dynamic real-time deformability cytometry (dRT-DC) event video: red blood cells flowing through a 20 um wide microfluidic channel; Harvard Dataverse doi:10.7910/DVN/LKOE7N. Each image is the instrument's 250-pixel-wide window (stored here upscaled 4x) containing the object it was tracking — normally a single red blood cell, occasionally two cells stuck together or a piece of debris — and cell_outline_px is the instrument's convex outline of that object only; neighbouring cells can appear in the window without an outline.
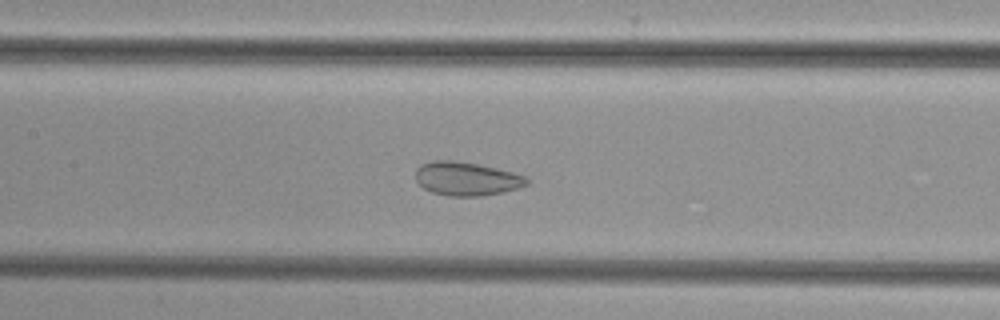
{"species": "common noctule bat (a hibernating species)", "species_latin": "Nyctalus noctula", "temperature_condition": "cold", "stored_images_in_passage": 35, "camera_frame_rate_fps": 3000, "um_per_image_px": 0.085, "animal": {"sex": "female", "body_mass_g": 29.2, "forearm_length_mm": 56.3}, "frame": {"image": 1, "passage_image": 21, "time_ms": 6.667, "image_size_px": [1000, 320], "cell_outline_px": [[528, 184], [504, 192], [480, 196], [448, 196], [432, 192], [424, 188], [416, 180], [416, 168], [420, 164], [432, 160], [452, 160], [476, 164], [496, 168], [528, 176]], "centroid_in_image_um": [39.64, 15.19], "position_along_channel_um": 167.8, "area_um2": 21.79}}
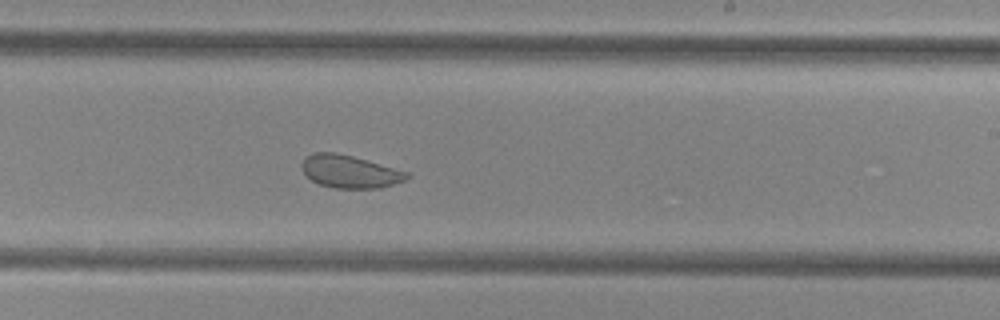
{"frame": {"image": 2, "passage_image": 28, "time_ms": 9.0, "image_size_px": [1000, 320], "cell_outline_px": [[412, 176], [404, 180], [380, 188], [332, 188], [320, 184], [312, 180], [304, 172], [300, 164], [304, 156], [312, 152], [336, 152], [352, 156], [408, 172]], "centroid_in_image_um": [29.69, 14.57], "position_along_channel_um": 259.3, "area_um2": 20.0}}
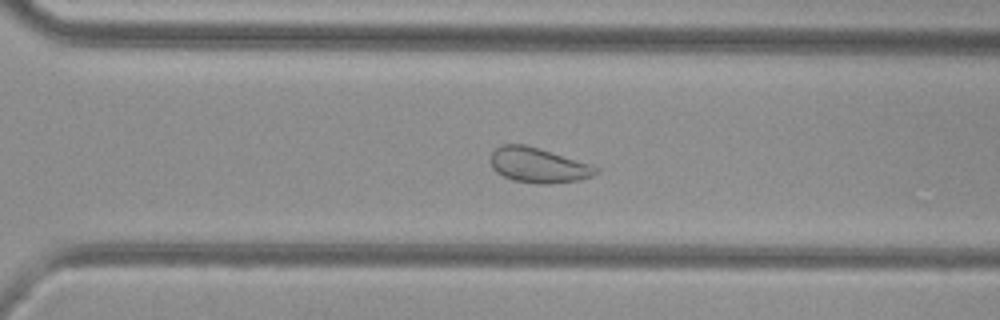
{"frame": {"image": 3, "passage_image": 33, "time_ms": 10.667, "image_size_px": [1000, 320], "cell_outline_px": [[600, 172], [592, 176], [580, 180], [548, 184], [536, 184], [512, 180], [496, 172], [492, 168], [492, 152], [496, 148], [504, 144], [524, 144], [592, 164], [600, 168]], "centroid_in_image_um": [45.8, 14.06], "position_along_channel_um": 324.8, "area_um2": 21.5}}